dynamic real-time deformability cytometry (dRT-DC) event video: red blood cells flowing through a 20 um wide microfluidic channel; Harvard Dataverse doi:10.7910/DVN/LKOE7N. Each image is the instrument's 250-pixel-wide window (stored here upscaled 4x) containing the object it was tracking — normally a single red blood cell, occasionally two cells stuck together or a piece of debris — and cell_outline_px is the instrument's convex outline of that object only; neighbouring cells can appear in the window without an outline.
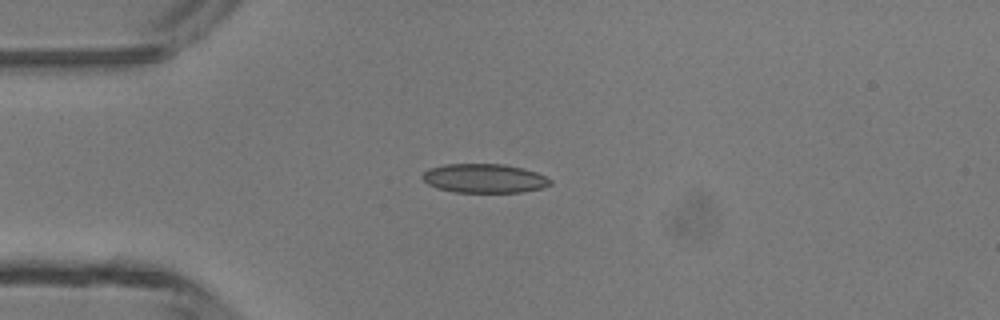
{"species": "common noctule bat (a hibernating species)", "species_latin": "Nyctalus noctula", "temperature_condition": "room temperature", "stored_images_in_passage": 2, "camera_frame_rate_fps": 3000, "um_per_image_px": 0.085, "animal": {"sex": "male", "body_mass_g": 13.3}, "frame": {"image": 1, "passage_image": 1, "time_ms": 0.0, "image_size_px": [1000, 320], "cell_outline_px": [[552, 184], [544, 188], [520, 192], [456, 192], [436, 188], [428, 184], [420, 176], [428, 168], [444, 164], [504, 164], [536, 172], [552, 180]], "centroid_in_image_um": [41.15, 15.16], "position_along_channel_um": 43.9, "area_um2": 21.68}}